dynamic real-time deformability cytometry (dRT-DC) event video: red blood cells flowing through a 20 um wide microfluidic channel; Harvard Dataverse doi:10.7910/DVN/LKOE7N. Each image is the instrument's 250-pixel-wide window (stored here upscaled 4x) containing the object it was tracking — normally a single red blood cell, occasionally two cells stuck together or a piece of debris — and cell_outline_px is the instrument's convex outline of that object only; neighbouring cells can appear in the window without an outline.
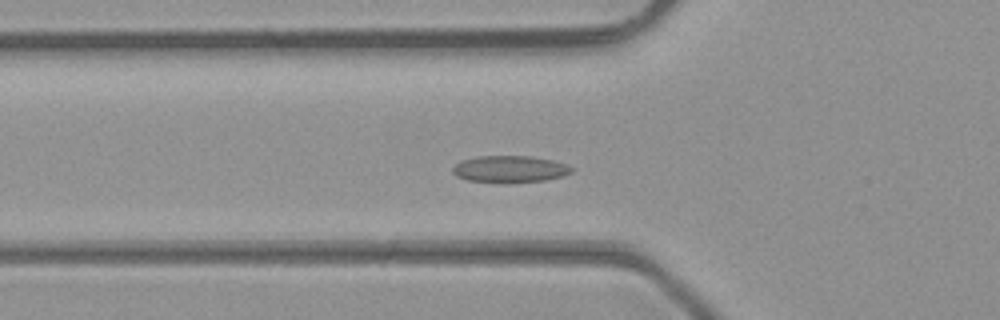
{"species": "common noctule bat (a hibernating species)", "species_latin": "Nyctalus noctula", "temperature_condition": "room temperature", "stored_images_in_passage": 38, "camera_frame_rate_fps": 3000, "um_per_image_px": 0.085, "animal": {"sex": "male", "body_mass_g": 23.1, "forearm_length_mm": 52.7}, "frame": {"image": 1, "passage_image": 16, "time_ms": 5.0, "image_size_px": [1000, 320], "cell_outline_px": [[572, 172], [564, 176], [544, 180], [504, 184], [468, 180], [456, 176], [452, 172], [452, 168], [456, 164], [464, 160], [476, 156], [532, 156], [552, 160], [568, 164], [572, 168]], "centroid_in_image_um": [43.35, 14.38], "position_along_channel_um": 82.5, "area_um2": 18.84}}
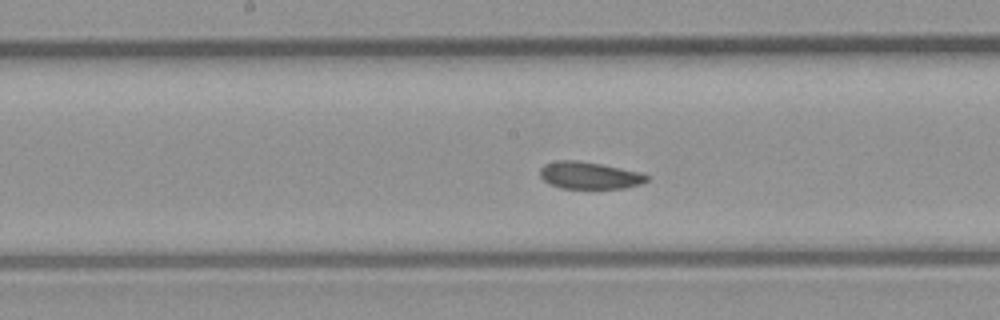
{"frame": {"image": 2, "passage_image": 24, "time_ms": 7.667, "image_size_px": [1000, 320], "cell_outline_px": [[648, 180], [640, 184], [624, 188], [560, 188], [544, 180], [540, 176], [540, 168], [544, 164], [556, 160], [576, 160], [600, 164], [640, 172], [648, 176]], "centroid_in_image_um": [50.07, 14.9], "position_along_channel_um": 198.1, "area_um2": 16.7}}
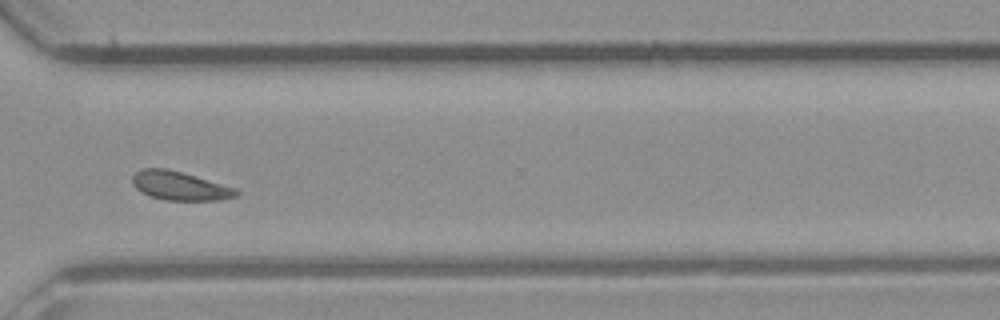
{"frame": {"image": 3, "passage_image": 35, "time_ms": 11.333, "image_size_px": [1000, 320], "cell_outline_px": [[240, 192], [236, 196], [220, 200], [164, 200], [152, 196], [136, 188], [132, 184], [132, 176], [140, 168], [164, 168], [180, 172], [236, 188]], "centroid_in_image_um": [15.27, 15.8], "position_along_channel_um": 355.3, "area_um2": 17.11}, "authors_computed_cell_mechanics": {"area_um2": 17.9469, "velocity_mm_per_s": 4.2997, "shape_relaxation_time_tau1_ms": null, "shape_relaxation_time_tau2_ms": 2.3968, "deformation_change_tau1": null, "deformation_change_tau2": 0.0622}}